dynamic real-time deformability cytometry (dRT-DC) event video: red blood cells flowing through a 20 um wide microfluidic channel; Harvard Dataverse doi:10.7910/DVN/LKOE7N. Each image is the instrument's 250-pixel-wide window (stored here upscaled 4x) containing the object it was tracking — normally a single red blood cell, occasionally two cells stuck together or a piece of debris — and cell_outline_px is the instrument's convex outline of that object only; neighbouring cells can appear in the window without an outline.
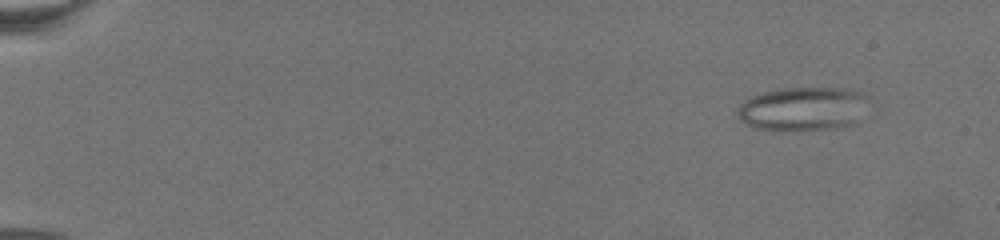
{"species": "common noctule bat (a hibernating species)", "species_latin": "Nyctalus noctula", "temperature_condition": "warm", "stored_images_in_passage": 75, "segment_of_instrument_passage": [1, 2], "camera_frame_rate_fps": 3000, "um_per_image_px": 0.085, "animal": {"sex": "female", "body_mass_g": 19.5, "forearm_length_mm": 54.1}, "frame": {"image": 1, "passage_image": 8, "time_ms": 2.333, "image_size_px": [1000, 240], "cell_outline_px": [[868, 96], [852, 124], [796, 132], [752, 128], [744, 124], [736, 116], [736, 108], [744, 100], [752, 96], [764, 92], [784, 88], [836, 88], [860, 92]], "centroid_in_image_um": [68.08, 9.26], "position_along_channel_um": 16.9, "area_um2": 33.12}}